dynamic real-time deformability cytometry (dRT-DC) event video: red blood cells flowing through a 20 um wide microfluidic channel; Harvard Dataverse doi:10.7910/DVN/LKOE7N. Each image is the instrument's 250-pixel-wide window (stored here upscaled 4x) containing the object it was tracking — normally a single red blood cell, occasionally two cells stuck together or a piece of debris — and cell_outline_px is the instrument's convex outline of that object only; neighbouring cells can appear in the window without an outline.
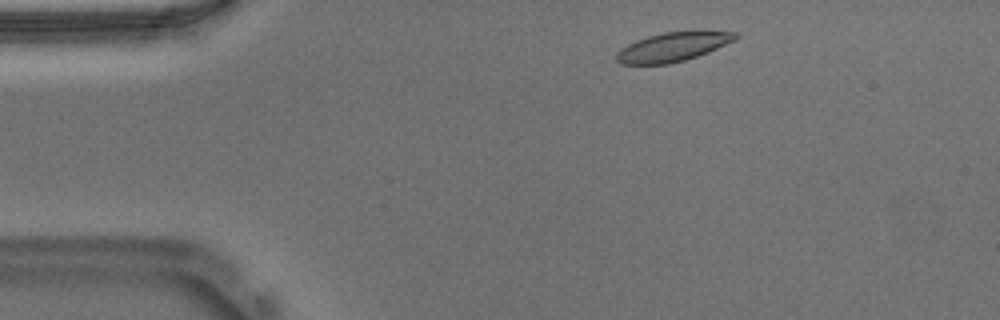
{"species": "Egyptian fruit bat (a non-hibernating species)", "species_latin": "Rousettus aegyptiacus", "temperature_condition": "warm", "stored_images_in_passage": 47, "camera_frame_rate_fps": 3000, "um_per_image_px": 0.085, "animal": {"sex": "male"}, "frame": {"image": 1, "passage_image": 2, "time_ms": 0.333, "image_size_px": [1000, 320], "cell_outline_px": [[740, 36], [736, 40], [708, 52], [684, 60], [668, 64], [620, 64], [616, 60], [616, 52], [620, 48], [636, 40], [648, 36], [664, 32], [740, 32]], "centroid_in_image_um": [57.17, 4.0], "position_along_channel_um": 27.8, "area_um2": 19.94}}
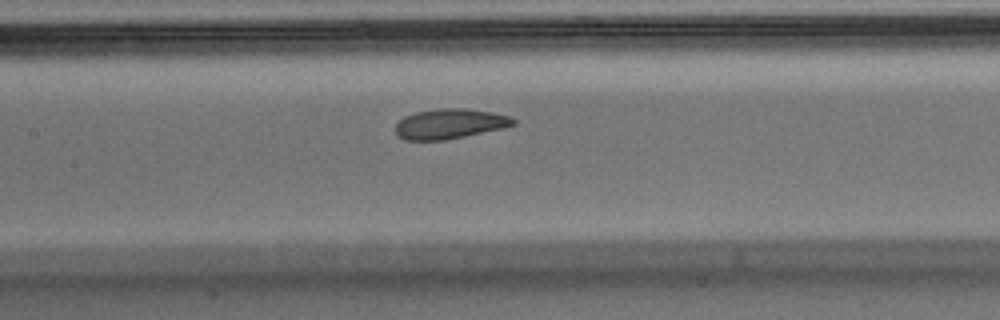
{"frame": {"image": 2, "passage_image": 18, "time_ms": 5.667, "image_size_px": [1000, 320], "cell_outline_px": [[516, 124], [504, 128], [444, 140], [404, 140], [396, 136], [396, 124], [404, 116], [416, 112], [440, 108], [464, 108], [492, 112], [512, 116], [516, 120]], "centroid_in_image_um": [38.24, 10.52], "position_along_channel_um": 169.2, "area_um2": 20.69}}
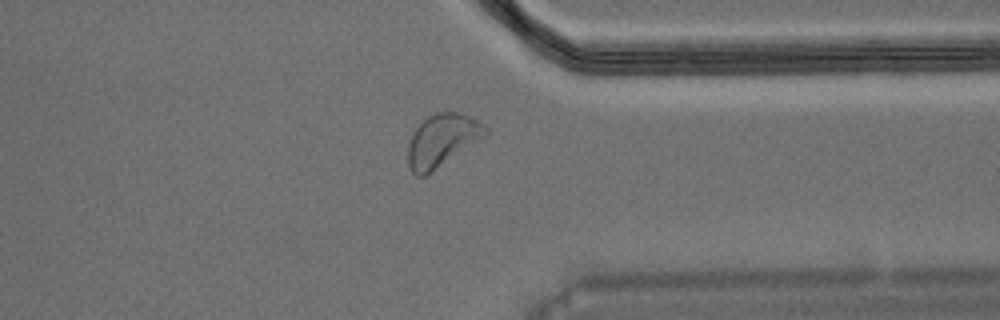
{"frame": {"image": 3, "passage_image": 35, "time_ms": 11.333, "image_size_px": [1000, 320], "cell_outline_px": [[488, 136], [424, 176], [416, 176], [412, 172], [408, 164], [408, 144], [416, 128], [428, 116], [436, 112], [464, 112], [484, 124], [488, 128]], "centroid_in_image_um": [37.63, 11.91], "position_along_channel_um": 373.8, "area_um2": 23.81}, "authors_computed_cell_mechanics": {"area_um2": 21.5594, "velocity_mm_per_s": 3.676, "shape_relaxation_time_tau1_ms": 3.7428, "shape_relaxation_time_tau2_ms": 1.6384, "deformation_change_tau1": 0.1055, "deformation_change_tau2": 0.0697}}